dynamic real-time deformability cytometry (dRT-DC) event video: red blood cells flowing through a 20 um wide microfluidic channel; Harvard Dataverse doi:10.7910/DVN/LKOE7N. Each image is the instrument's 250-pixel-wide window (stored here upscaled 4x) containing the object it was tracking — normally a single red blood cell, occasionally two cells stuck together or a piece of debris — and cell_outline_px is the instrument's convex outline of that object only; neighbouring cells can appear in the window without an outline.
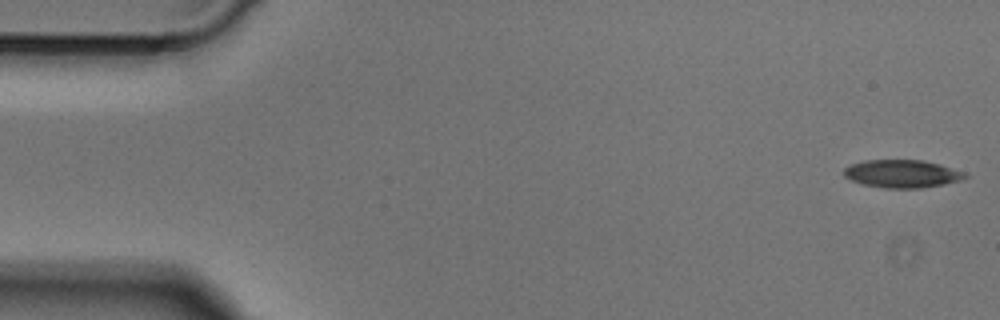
{"species": "Egyptian fruit bat (a non-hibernating species)", "species_latin": "Rousettus aegyptiacus", "temperature_condition": "cold", "stored_images_in_passage": 49, "camera_frame_rate_fps": 3000, "um_per_image_px": 0.085, "animal": {"sex": "male"}, "frame": {"image": 1, "passage_image": 1, "time_ms": 0.0, "image_size_px": [1000, 320], "cell_outline_px": [[968, 176], [960, 180], [944, 184], [920, 188], [884, 188], [860, 184], [844, 176], [844, 168], [848, 164], [864, 160], [924, 160], [940, 164], [964, 172]], "centroid_in_image_um": [76.64, 14.76], "position_along_channel_um": 8.4, "area_um2": 19.77}}
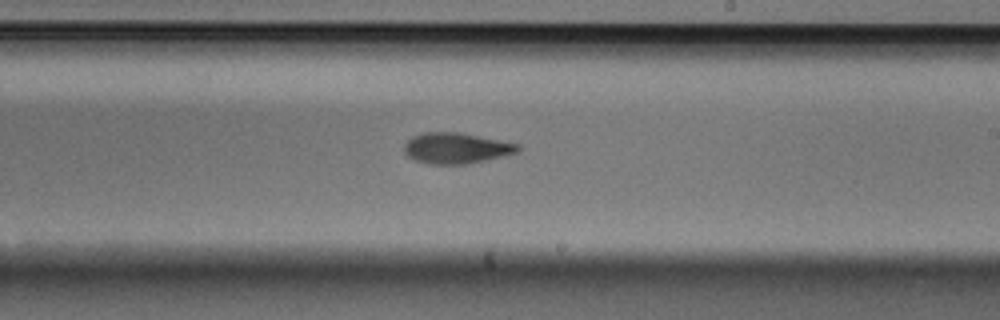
{"frame": {"image": 2, "passage_image": 28, "time_ms": 9.0, "image_size_px": [1000, 320], "cell_outline_px": [[520, 152], [488, 160], [468, 164], [428, 164], [412, 160], [404, 152], [404, 144], [412, 136], [424, 132], [460, 132], [520, 144]], "centroid_in_image_um": [38.79, 12.6], "position_along_channel_um": 250.2, "area_um2": 20.75}}
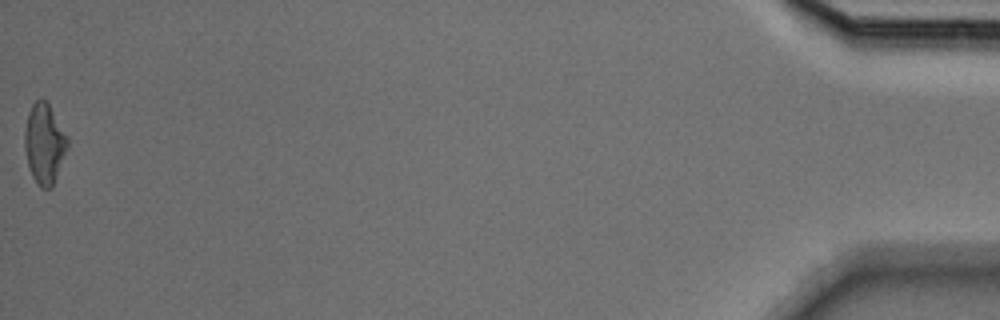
{"frame": {"image": 3, "passage_image": 49, "time_ms": 16.0, "image_size_px": [1000, 320], "cell_outline_px": [[68, 148], [52, 188], [40, 188], [36, 184], [32, 176], [28, 164], [24, 148], [24, 132], [28, 112], [32, 104], [36, 100], [44, 100], [48, 104], [68, 136]], "centroid_in_image_um": [3.77, 12.24], "position_along_channel_um": 431.4, "area_um2": 20.06}}